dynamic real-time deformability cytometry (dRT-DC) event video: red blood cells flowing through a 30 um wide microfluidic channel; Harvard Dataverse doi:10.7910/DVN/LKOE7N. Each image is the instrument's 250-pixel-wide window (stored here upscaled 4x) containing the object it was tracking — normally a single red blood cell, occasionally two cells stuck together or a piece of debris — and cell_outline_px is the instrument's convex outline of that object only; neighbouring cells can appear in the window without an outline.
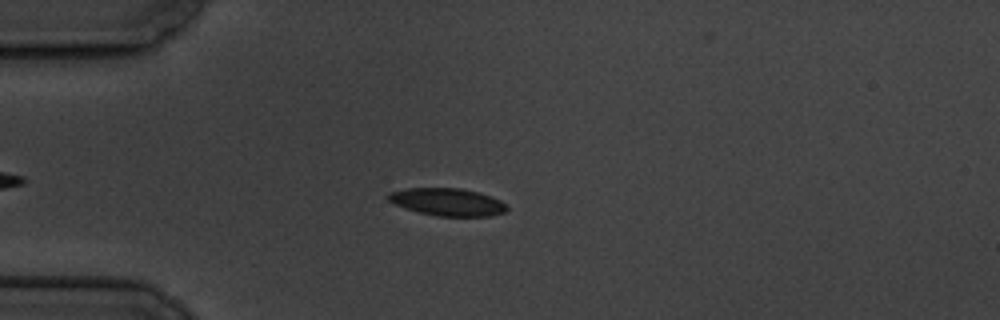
{"species": "common noctule bat (a hibernating species)", "species_latin": "Nyctalus noctula", "temperature_condition": "cold", "stored_images_in_passage": 53, "camera_frame_rate_fps": 3000, "um_per_image_px": 0.085, "animal": {"sex": "male", "body_mass_g": 19.5, "forearm_length_mm": 54.6}, "frame": {"image": 1, "passage_image": 11, "time_ms": 3.333, "image_size_px": [1000, 320], "cell_outline_px": [[508, 208], [504, 212], [492, 216], [436, 216], [420, 212], [396, 204], [388, 200], [388, 192], [408, 188], [460, 188], [480, 192], [492, 196], [508, 204]], "centroid_in_image_um": [38.1, 17.16], "position_along_channel_um": 46.9, "area_um2": 19.02}}
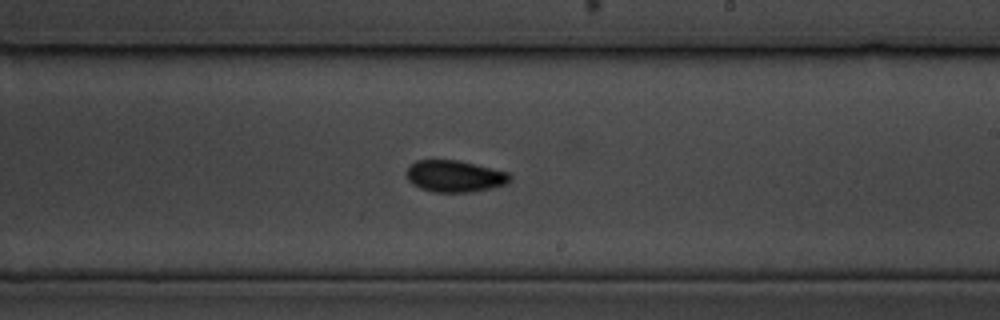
{"frame": {"image": 2, "passage_image": 30, "time_ms": 9.667, "image_size_px": [1000, 320], "cell_outline_px": [[512, 180], [508, 184], [468, 192], [432, 192], [420, 188], [412, 184], [404, 176], [404, 172], [416, 160], [460, 160], [508, 172], [512, 176]], "centroid_in_image_um": [38.63, 14.97], "position_along_channel_um": 250.4, "area_um2": 19.31}}
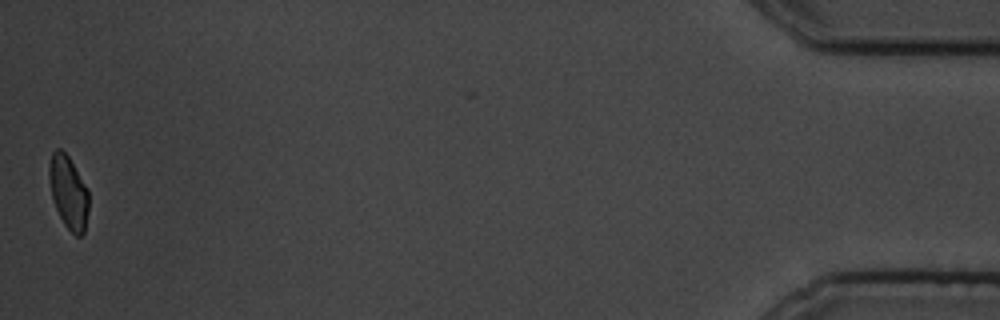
{"frame": {"image": 3, "passage_image": 53, "time_ms": 17.333, "image_size_px": [1000, 320], "cell_outline_px": [[88, 212], [84, 232], [80, 236], [76, 236], [64, 224], [56, 208], [52, 196], [48, 176], [48, 164], [52, 152], [56, 148], [60, 148], [68, 156], [88, 188]], "centroid_in_image_um": [5.81, 16.31], "position_along_channel_um": 429.4, "area_um2": 16.82}, "authors_computed_cell_mechanics": {"area_um2": 19.0162, "velocity_mm_per_s": 3.5006, "shape_relaxation_time_tau1_ms": 4.1247, "shape_relaxation_time_tau2_ms": 3.3686, "deformation_change_tau1": 0.1341, "deformation_change_tau2": 0.0742}}